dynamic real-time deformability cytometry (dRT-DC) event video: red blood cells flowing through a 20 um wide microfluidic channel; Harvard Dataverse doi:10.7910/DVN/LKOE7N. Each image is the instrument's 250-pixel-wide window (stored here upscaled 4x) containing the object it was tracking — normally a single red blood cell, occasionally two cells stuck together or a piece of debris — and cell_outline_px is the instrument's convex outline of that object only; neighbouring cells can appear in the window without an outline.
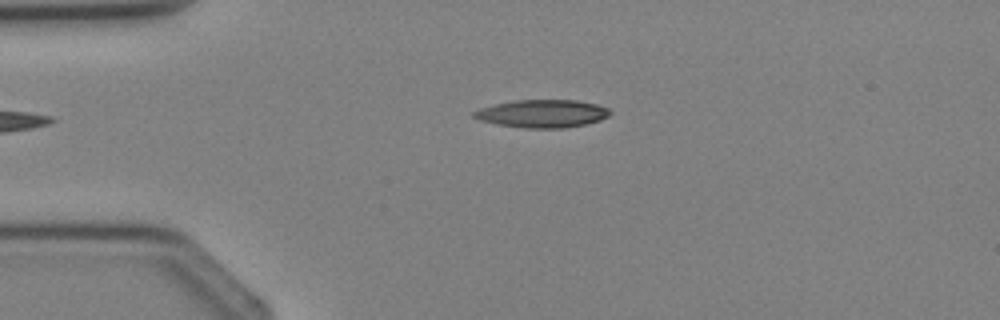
{"species": "Egyptian fruit bat (a non-hibernating species)", "species_latin": "Rousettus aegyptiacus", "temperature_condition": "cold", "stored_images_in_passage": 2, "camera_frame_rate_fps": 3000, "um_per_image_px": 0.085, "animal": {"sex": "female"}, "frame": {"image": 1, "passage_image": 1, "time_ms": 0.0, "image_size_px": [1000, 320], "cell_outline_px": [[612, 112], [608, 116], [600, 120], [584, 124], [564, 128], [524, 128], [496, 124], [480, 120], [472, 116], [472, 112], [480, 108], [512, 100], [576, 100], [596, 104], [608, 108]], "centroid_in_image_um": [46.08, 9.65], "position_along_channel_um": 38.9, "area_um2": 22.08}}